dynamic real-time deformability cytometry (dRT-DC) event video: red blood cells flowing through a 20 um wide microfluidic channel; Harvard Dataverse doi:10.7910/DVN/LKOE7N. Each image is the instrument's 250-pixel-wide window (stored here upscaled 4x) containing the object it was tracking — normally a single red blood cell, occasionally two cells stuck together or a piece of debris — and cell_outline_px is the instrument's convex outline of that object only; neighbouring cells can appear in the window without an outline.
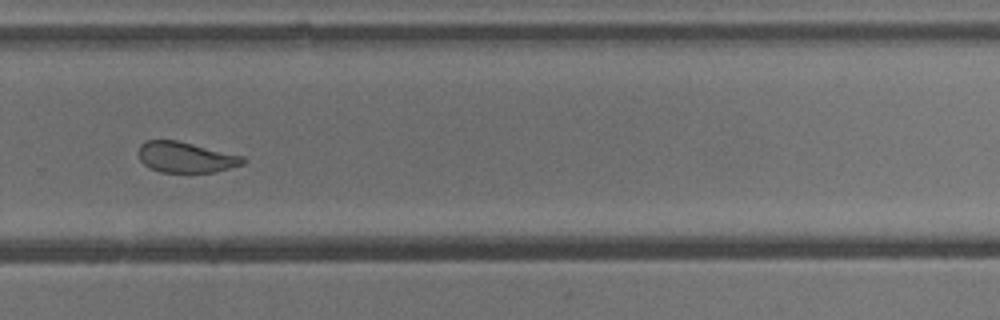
{"species": "common noctule bat (a hibernating species)", "species_latin": "Nyctalus noctula", "temperature_condition": "cold", "stored_images_in_passage": 41, "camera_frame_rate_fps": 3000, "um_per_image_px": 0.085, "animal": {"sex": "male", "body_mass_g": 13.3}, "frame": {"image": 1, "passage_image": 24, "time_ms": 7.667, "image_size_px": [1000, 320], "cell_outline_px": [[248, 160], [244, 164], [216, 172], [160, 172], [148, 168], [140, 160], [136, 152], [140, 144], [148, 140], [176, 140], [244, 156]], "centroid_in_image_um": [15.78, 13.37], "position_along_channel_um": 314.0, "area_um2": 18.9}, "authors_computed_cell_mechanics": {"area_um2": 20.8658, "velocity_mm_per_s": 3.8377, "shape_relaxation_time_tau1_ms": 5.3394, "shape_relaxation_time_tau2_ms": 1.2897, "deformation_change_tau1": 0.1125, "deformation_change_tau2": 0.0663}}